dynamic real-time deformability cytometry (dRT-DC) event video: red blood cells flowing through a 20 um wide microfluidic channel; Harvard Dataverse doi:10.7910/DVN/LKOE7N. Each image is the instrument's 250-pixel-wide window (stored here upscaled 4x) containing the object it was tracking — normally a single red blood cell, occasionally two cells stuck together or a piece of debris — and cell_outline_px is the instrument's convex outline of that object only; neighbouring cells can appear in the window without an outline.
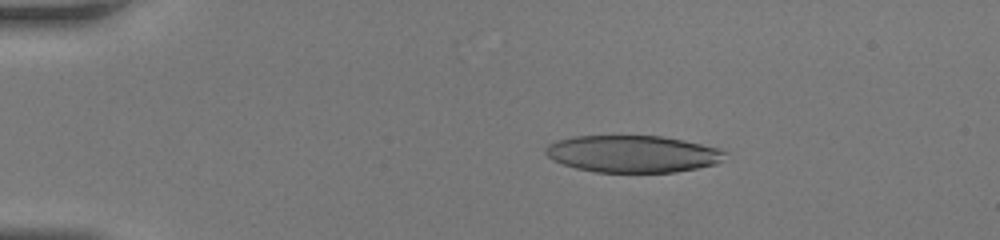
{"species": "human", "species_latin": "Homo sapiens", "temperature_condition": "room temperature", "stored_images_in_passage": 46, "camera_frame_rate_fps": 3000, "um_per_image_px": 0.085, "donor": {"sex": "female"}, "frame": {"image": 1, "passage_image": 10, "time_ms": 3.0, "image_size_px": [1000, 240], "cell_outline_px": [[728, 152], [724, 160], [716, 164], [676, 172], [596, 172], [576, 168], [552, 160], [544, 152], [544, 148], [548, 144], [556, 140], [572, 136], [660, 136], [684, 140], [716, 148]], "centroid_in_image_um": [53.76, 13.08], "position_along_channel_um": 31.2, "area_um2": 38.78}}
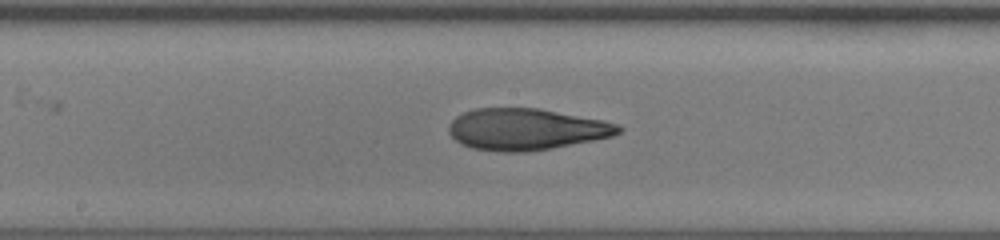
{"frame": {"image": 2, "passage_image": 26, "time_ms": 8.333, "image_size_px": [1000, 240], "cell_outline_px": [[624, 128], [620, 132], [612, 136], [552, 148], [524, 152], [500, 152], [472, 148], [460, 144], [448, 132], [448, 124], [456, 116], [464, 112], [476, 108], [536, 108], [604, 120], [616, 124]], "centroid_in_image_um": [44.69, 10.99], "position_along_channel_um": 203.5, "area_um2": 40.98}}
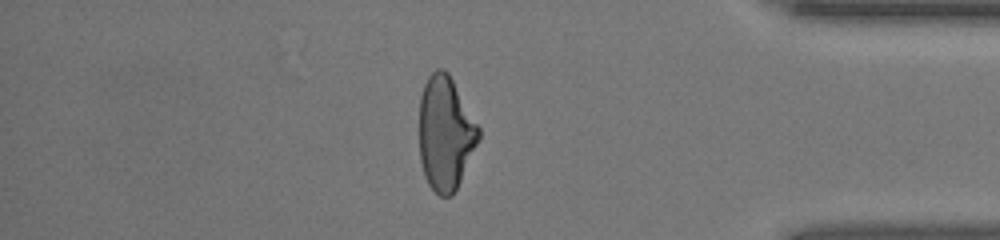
{"frame": {"image": 3, "passage_image": 40, "time_ms": 13.0, "image_size_px": [1000, 240], "cell_outline_px": [[480, 140], [452, 196], [440, 196], [428, 184], [424, 176], [420, 160], [420, 96], [424, 84], [428, 76], [436, 68], [444, 68], [448, 72], [480, 128]], "centroid_in_image_um": [37.86, 11.31], "position_along_channel_um": 397.3, "area_um2": 39.36}}